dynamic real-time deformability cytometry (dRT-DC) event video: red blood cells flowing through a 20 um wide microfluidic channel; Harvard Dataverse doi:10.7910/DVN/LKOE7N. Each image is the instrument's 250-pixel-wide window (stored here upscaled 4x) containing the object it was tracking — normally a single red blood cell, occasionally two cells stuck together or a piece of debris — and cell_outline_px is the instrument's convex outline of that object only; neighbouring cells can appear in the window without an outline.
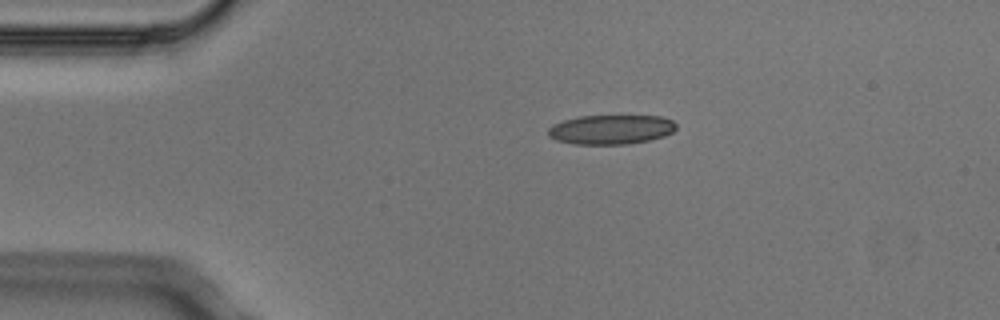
{"species": "Egyptian fruit bat (a non-hibernating species)", "species_latin": "Rousettus aegyptiacus", "temperature_condition": "cold", "stored_images_in_passage": 2, "camera_frame_rate_fps": 3000, "um_per_image_px": 0.085, "animal": {"sex": "male"}, "frame": {"image": 1, "passage_image": 1, "time_ms": 0.0, "image_size_px": [1000, 320], "cell_outline_px": [[676, 128], [672, 132], [664, 136], [648, 140], [628, 144], [572, 144], [556, 140], [548, 136], [548, 128], [552, 124], [576, 116], [660, 116], [672, 120], [676, 124]], "centroid_in_image_um": [51.9, 11.01], "position_along_channel_um": 33.1, "area_um2": 22.02}}